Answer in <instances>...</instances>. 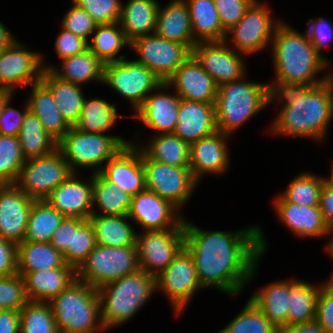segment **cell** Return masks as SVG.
Listing matches in <instances>:
<instances>
[{
  "mask_svg": "<svg viewBox=\"0 0 333 333\" xmlns=\"http://www.w3.org/2000/svg\"><path fill=\"white\" fill-rule=\"evenodd\" d=\"M315 321L327 332L333 333V290L321 284L317 296Z\"/></svg>",
  "mask_w": 333,
  "mask_h": 333,
  "instance_id": "cell-56",
  "label": "cell"
},
{
  "mask_svg": "<svg viewBox=\"0 0 333 333\" xmlns=\"http://www.w3.org/2000/svg\"><path fill=\"white\" fill-rule=\"evenodd\" d=\"M264 1L255 0L244 17L226 32L224 39L229 47L248 58L270 48L275 30L283 21V18L275 16L273 7L269 5L271 2Z\"/></svg>",
  "mask_w": 333,
  "mask_h": 333,
  "instance_id": "cell-8",
  "label": "cell"
},
{
  "mask_svg": "<svg viewBox=\"0 0 333 333\" xmlns=\"http://www.w3.org/2000/svg\"><path fill=\"white\" fill-rule=\"evenodd\" d=\"M179 105L180 97L166 82H162L146 97L142 106L128 117L134 118L137 126L151 130L152 136L174 133Z\"/></svg>",
  "mask_w": 333,
  "mask_h": 333,
  "instance_id": "cell-19",
  "label": "cell"
},
{
  "mask_svg": "<svg viewBox=\"0 0 333 333\" xmlns=\"http://www.w3.org/2000/svg\"><path fill=\"white\" fill-rule=\"evenodd\" d=\"M159 0L122 1L119 24L129 42L155 33Z\"/></svg>",
  "mask_w": 333,
  "mask_h": 333,
  "instance_id": "cell-32",
  "label": "cell"
},
{
  "mask_svg": "<svg viewBox=\"0 0 333 333\" xmlns=\"http://www.w3.org/2000/svg\"><path fill=\"white\" fill-rule=\"evenodd\" d=\"M17 37L13 35L11 30L8 29V26L4 24L3 20H0V51L9 47Z\"/></svg>",
  "mask_w": 333,
  "mask_h": 333,
  "instance_id": "cell-62",
  "label": "cell"
},
{
  "mask_svg": "<svg viewBox=\"0 0 333 333\" xmlns=\"http://www.w3.org/2000/svg\"><path fill=\"white\" fill-rule=\"evenodd\" d=\"M146 189L169 201L184 215V206L200 184L189 167H175L150 159L142 151Z\"/></svg>",
  "mask_w": 333,
  "mask_h": 333,
  "instance_id": "cell-12",
  "label": "cell"
},
{
  "mask_svg": "<svg viewBox=\"0 0 333 333\" xmlns=\"http://www.w3.org/2000/svg\"><path fill=\"white\" fill-rule=\"evenodd\" d=\"M46 54H42L43 69L50 70L55 76L61 80H65L82 87L89 83H103L104 66L97 56L89 49L80 54L64 58L58 62L59 65L46 61Z\"/></svg>",
  "mask_w": 333,
  "mask_h": 333,
  "instance_id": "cell-27",
  "label": "cell"
},
{
  "mask_svg": "<svg viewBox=\"0 0 333 333\" xmlns=\"http://www.w3.org/2000/svg\"><path fill=\"white\" fill-rule=\"evenodd\" d=\"M17 273V244L0 237V277Z\"/></svg>",
  "mask_w": 333,
  "mask_h": 333,
  "instance_id": "cell-58",
  "label": "cell"
},
{
  "mask_svg": "<svg viewBox=\"0 0 333 333\" xmlns=\"http://www.w3.org/2000/svg\"><path fill=\"white\" fill-rule=\"evenodd\" d=\"M225 32L234 27L255 0H214Z\"/></svg>",
  "mask_w": 333,
  "mask_h": 333,
  "instance_id": "cell-53",
  "label": "cell"
},
{
  "mask_svg": "<svg viewBox=\"0 0 333 333\" xmlns=\"http://www.w3.org/2000/svg\"><path fill=\"white\" fill-rule=\"evenodd\" d=\"M51 92L58 110L70 126L79 120L86 94L84 87L61 80L50 70H43L40 80Z\"/></svg>",
  "mask_w": 333,
  "mask_h": 333,
  "instance_id": "cell-35",
  "label": "cell"
},
{
  "mask_svg": "<svg viewBox=\"0 0 333 333\" xmlns=\"http://www.w3.org/2000/svg\"><path fill=\"white\" fill-rule=\"evenodd\" d=\"M139 128V130H138ZM141 127H137L134 137L140 140H131V143L137 145L150 159L159 161L175 167H189L190 144L183 141L174 133L159 134L146 138V143L140 134ZM139 132H138V131ZM142 142V143H141ZM139 143V144H138Z\"/></svg>",
  "mask_w": 333,
  "mask_h": 333,
  "instance_id": "cell-30",
  "label": "cell"
},
{
  "mask_svg": "<svg viewBox=\"0 0 333 333\" xmlns=\"http://www.w3.org/2000/svg\"><path fill=\"white\" fill-rule=\"evenodd\" d=\"M49 304L60 333H107L97 289L87 283L76 279Z\"/></svg>",
  "mask_w": 333,
  "mask_h": 333,
  "instance_id": "cell-6",
  "label": "cell"
},
{
  "mask_svg": "<svg viewBox=\"0 0 333 333\" xmlns=\"http://www.w3.org/2000/svg\"><path fill=\"white\" fill-rule=\"evenodd\" d=\"M28 302L24 278L18 273L0 277V310L20 311Z\"/></svg>",
  "mask_w": 333,
  "mask_h": 333,
  "instance_id": "cell-49",
  "label": "cell"
},
{
  "mask_svg": "<svg viewBox=\"0 0 333 333\" xmlns=\"http://www.w3.org/2000/svg\"><path fill=\"white\" fill-rule=\"evenodd\" d=\"M156 286L157 292L167 298L175 318L184 315L198 291H205L199 283L192 256L185 248L156 277Z\"/></svg>",
  "mask_w": 333,
  "mask_h": 333,
  "instance_id": "cell-11",
  "label": "cell"
},
{
  "mask_svg": "<svg viewBox=\"0 0 333 333\" xmlns=\"http://www.w3.org/2000/svg\"><path fill=\"white\" fill-rule=\"evenodd\" d=\"M272 209L283 227L299 240L324 239L327 247L331 231L326 225L320 206H304L286 201L279 193L272 198Z\"/></svg>",
  "mask_w": 333,
  "mask_h": 333,
  "instance_id": "cell-18",
  "label": "cell"
},
{
  "mask_svg": "<svg viewBox=\"0 0 333 333\" xmlns=\"http://www.w3.org/2000/svg\"><path fill=\"white\" fill-rule=\"evenodd\" d=\"M330 163H331V165H330L331 166V168H330V176L327 175V177H326V175H325L324 178H325V181L328 184L333 185V161L330 160Z\"/></svg>",
  "mask_w": 333,
  "mask_h": 333,
  "instance_id": "cell-65",
  "label": "cell"
},
{
  "mask_svg": "<svg viewBox=\"0 0 333 333\" xmlns=\"http://www.w3.org/2000/svg\"><path fill=\"white\" fill-rule=\"evenodd\" d=\"M296 276L271 281L253 291L249 299L262 311L270 322L278 329L287 327L289 310V287Z\"/></svg>",
  "mask_w": 333,
  "mask_h": 333,
  "instance_id": "cell-31",
  "label": "cell"
},
{
  "mask_svg": "<svg viewBox=\"0 0 333 333\" xmlns=\"http://www.w3.org/2000/svg\"><path fill=\"white\" fill-rule=\"evenodd\" d=\"M132 195L108 181L100 172L93 173L92 214L128 215Z\"/></svg>",
  "mask_w": 333,
  "mask_h": 333,
  "instance_id": "cell-37",
  "label": "cell"
},
{
  "mask_svg": "<svg viewBox=\"0 0 333 333\" xmlns=\"http://www.w3.org/2000/svg\"><path fill=\"white\" fill-rule=\"evenodd\" d=\"M192 55L217 86L248 74L245 62L248 56L235 51L224 41L198 42L193 46Z\"/></svg>",
  "mask_w": 333,
  "mask_h": 333,
  "instance_id": "cell-17",
  "label": "cell"
},
{
  "mask_svg": "<svg viewBox=\"0 0 333 333\" xmlns=\"http://www.w3.org/2000/svg\"><path fill=\"white\" fill-rule=\"evenodd\" d=\"M65 264L63 255L50 242L22 241L17 245V273L51 270Z\"/></svg>",
  "mask_w": 333,
  "mask_h": 333,
  "instance_id": "cell-38",
  "label": "cell"
},
{
  "mask_svg": "<svg viewBox=\"0 0 333 333\" xmlns=\"http://www.w3.org/2000/svg\"><path fill=\"white\" fill-rule=\"evenodd\" d=\"M298 30L285 20L277 26L270 45L271 67L275 74L272 78L316 86L327 79L333 65L313 46L306 30L305 34Z\"/></svg>",
  "mask_w": 333,
  "mask_h": 333,
  "instance_id": "cell-3",
  "label": "cell"
},
{
  "mask_svg": "<svg viewBox=\"0 0 333 333\" xmlns=\"http://www.w3.org/2000/svg\"><path fill=\"white\" fill-rule=\"evenodd\" d=\"M16 94L9 89H0V115L7 101Z\"/></svg>",
  "mask_w": 333,
  "mask_h": 333,
  "instance_id": "cell-63",
  "label": "cell"
},
{
  "mask_svg": "<svg viewBox=\"0 0 333 333\" xmlns=\"http://www.w3.org/2000/svg\"><path fill=\"white\" fill-rule=\"evenodd\" d=\"M34 201L15 184H0V237L17 245L24 241Z\"/></svg>",
  "mask_w": 333,
  "mask_h": 333,
  "instance_id": "cell-23",
  "label": "cell"
},
{
  "mask_svg": "<svg viewBox=\"0 0 333 333\" xmlns=\"http://www.w3.org/2000/svg\"><path fill=\"white\" fill-rule=\"evenodd\" d=\"M72 173L63 154L56 149L52 154L25 160L14 184L32 199L44 200Z\"/></svg>",
  "mask_w": 333,
  "mask_h": 333,
  "instance_id": "cell-14",
  "label": "cell"
},
{
  "mask_svg": "<svg viewBox=\"0 0 333 333\" xmlns=\"http://www.w3.org/2000/svg\"><path fill=\"white\" fill-rule=\"evenodd\" d=\"M323 282L312 283L297 278L289 287V310L287 326L314 321L316 303L320 286Z\"/></svg>",
  "mask_w": 333,
  "mask_h": 333,
  "instance_id": "cell-41",
  "label": "cell"
},
{
  "mask_svg": "<svg viewBox=\"0 0 333 333\" xmlns=\"http://www.w3.org/2000/svg\"><path fill=\"white\" fill-rule=\"evenodd\" d=\"M127 47L130 48V42L119 22L97 25L88 42V49L105 64L127 58L121 53Z\"/></svg>",
  "mask_w": 333,
  "mask_h": 333,
  "instance_id": "cell-40",
  "label": "cell"
},
{
  "mask_svg": "<svg viewBox=\"0 0 333 333\" xmlns=\"http://www.w3.org/2000/svg\"><path fill=\"white\" fill-rule=\"evenodd\" d=\"M269 80L267 106L276 104L278 114L275 113L265 131L278 138H304L315 144L324 143L333 122V97L328 82L311 86Z\"/></svg>",
  "mask_w": 333,
  "mask_h": 333,
  "instance_id": "cell-2",
  "label": "cell"
},
{
  "mask_svg": "<svg viewBox=\"0 0 333 333\" xmlns=\"http://www.w3.org/2000/svg\"><path fill=\"white\" fill-rule=\"evenodd\" d=\"M118 110L116 104L106 98L86 96L79 120L73 127L81 132L108 134L116 126V122L125 117Z\"/></svg>",
  "mask_w": 333,
  "mask_h": 333,
  "instance_id": "cell-36",
  "label": "cell"
},
{
  "mask_svg": "<svg viewBox=\"0 0 333 333\" xmlns=\"http://www.w3.org/2000/svg\"><path fill=\"white\" fill-rule=\"evenodd\" d=\"M19 313L20 333H60L49 302L28 301Z\"/></svg>",
  "mask_w": 333,
  "mask_h": 333,
  "instance_id": "cell-46",
  "label": "cell"
},
{
  "mask_svg": "<svg viewBox=\"0 0 333 333\" xmlns=\"http://www.w3.org/2000/svg\"><path fill=\"white\" fill-rule=\"evenodd\" d=\"M12 99H14V96L7 101L0 115L1 135L18 136L25 114L29 110L27 100H24V105L22 104L21 107L22 110H19L14 108V106L12 107Z\"/></svg>",
  "mask_w": 333,
  "mask_h": 333,
  "instance_id": "cell-55",
  "label": "cell"
},
{
  "mask_svg": "<svg viewBox=\"0 0 333 333\" xmlns=\"http://www.w3.org/2000/svg\"><path fill=\"white\" fill-rule=\"evenodd\" d=\"M18 138L25 160L52 154L57 149L58 141L30 110L25 114Z\"/></svg>",
  "mask_w": 333,
  "mask_h": 333,
  "instance_id": "cell-42",
  "label": "cell"
},
{
  "mask_svg": "<svg viewBox=\"0 0 333 333\" xmlns=\"http://www.w3.org/2000/svg\"><path fill=\"white\" fill-rule=\"evenodd\" d=\"M216 333H279V329L248 298L239 313Z\"/></svg>",
  "mask_w": 333,
  "mask_h": 333,
  "instance_id": "cell-45",
  "label": "cell"
},
{
  "mask_svg": "<svg viewBox=\"0 0 333 333\" xmlns=\"http://www.w3.org/2000/svg\"><path fill=\"white\" fill-rule=\"evenodd\" d=\"M59 28V33H57L53 43V50L56 53L55 57L59 58V61L80 54L88 49V42L85 39L65 30L61 26Z\"/></svg>",
  "mask_w": 333,
  "mask_h": 333,
  "instance_id": "cell-54",
  "label": "cell"
},
{
  "mask_svg": "<svg viewBox=\"0 0 333 333\" xmlns=\"http://www.w3.org/2000/svg\"><path fill=\"white\" fill-rule=\"evenodd\" d=\"M197 42L224 41L223 30L214 0H185Z\"/></svg>",
  "mask_w": 333,
  "mask_h": 333,
  "instance_id": "cell-39",
  "label": "cell"
},
{
  "mask_svg": "<svg viewBox=\"0 0 333 333\" xmlns=\"http://www.w3.org/2000/svg\"><path fill=\"white\" fill-rule=\"evenodd\" d=\"M23 278L28 301L50 302L76 280V269L65 263L60 268L28 272Z\"/></svg>",
  "mask_w": 333,
  "mask_h": 333,
  "instance_id": "cell-29",
  "label": "cell"
},
{
  "mask_svg": "<svg viewBox=\"0 0 333 333\" xmlns=\"http://www.w3.org/2000/svg\"><path fill=\"white\" fill-rule=\"evenodd\" d=\"M265 234L259 224L206 230L184 216V248L192 256L200 285L229 298H238L257 277L270 246Z\"/></svg>",
  "mask_w": 333,
  "mask_h": 333,
  "instance_id": "cell-1",
  "label": "cell"
},
{
  "mask_svg": "<svg viewBox=\"0 0 333 333\" xmlns=\"http://www.w3.org/2000/svg\"><path fill=\"white\" fill-rule=\"evenodd\" d=\"M319 206L326 225L333 232V185L326 181H324L321 189Z\"/></svg>",
  "mask_w": 333,
  "mask_h": 333,
  "instance_id": "cell-59",
  "label": "cell"
},
{
  "mask_svg": "<svg viewBox=\"0 0 333 333\" xmlns=\"http://www.w3.org/2000/svg\"><path fill=\"white\" fill-rule=\"evenodd\" d=\"M0 333H20L19 311L0 310Z\"/></svg>",
  "mask_w": 333,
  "mask_h": 333,
  "instance_id": "cell-60",
  "label": "cell"
},
{
  "mask_svg": "<svg viewBox=\"0 0 333 333\" xmlns=\"http://www.w3.org/2000/svg\"><path fill=\"white\" fill-rule=\"evenodd\" d=\"M323 251H325L326 255L329 257L328 259L333 260V232L331 233L327 247Z\"/></svg>",
  "mask_w": 333,
  "mask_h": 333,
  "instance_id": "cell-64",
  "label": "cell"
},
{
  "mask_svg": "<svg viewBox=\"0 0 333 333\" xmlns=\"http://www.w3.org/2000/svg\"><path fill=\"white\" fill-rule=\"evenodd\" d=\"M61 18L60 26L62 28L85 39L87 42L90 41L92 33L98 25L87 11L73 2Z\"/></svg>",
  "mask_w": 333,
  "mask_h": 333,
  "instance_id": "cell-51",
  "label": "cell"
},
{
  "mask_svg": "<svg viewBox=\"0 0 333 333\" xmlns=\"http://www.w3.org/2000/svg\"><path fill=\"white\" fill-rule=\"evenodd\" d=\"M247 76L249 75L221 84L217 89L215 100L217 131L230 137L268 107L267 81H252Z\"/></svg>",
  "mask_w": 333,
  "mask_h": 333,
  "instance_id": "cell-5",
  "label": "cell"
},
{
  "mask_svg": "<svg viewBox=\"0 0 333 333\" xmlns=\"http://www.w3.org/2000/svg\"><path fill=\"white\" fill-rule=\"evenodd\" d=\"M100 173L132 196L146 189L142 150L133 143L122 147L106 162Z\"/></svg>",
  "mask_w": 333,
  "mask_h": 333,
  "instance_id": "cell-24",
  "label": "cell"
},
{
  "mask_svg": "<svg viewBox=\"0 0 333 333\" xmlns=\"http://www.w3.org/2000/svg\"><path fill=\"white\" fill-rule=\"evenodd\" d=\"M89 174L84 177L83 173L73 172L44 200L65 217L88 220L92 215L93 187V174Z\"/></svg>",
  "mask_w": 333,
  "mask_h": 333,
  "instance_id": "cell-22",
  "label": "cell"
},
{
  "mask_svg": "<svg viewBox=\"0 0 333 333\" xmlns=\"http://www.w3.org/2000/svg\"><path fill=\"white\" fill-rule=\"evenodd\" d=\"M279 333H327L315 320L279 329Z\"/></svg>",
  "mask_w": 333,
  "mask_h": 333,
  "instance_id": "cell-61",
  "label": "cell"
},
{
  "mask_svg": "<svg viewBox=\"0 0 333 333\" xmlns=\"http://www.w3.org/2000/svg\"><path fill=\"white\" fill-rule=\"evenodd\" d=\"M131 139L121 135L81 132L71 128L58 141L57 149L63 154L73 172L98 173Z\"/></svg>",
  "mask_w": 333,
  "mask_h": 333,
  "instance_id": "cell-7",
  "label": "cell"
},
{
  "mask_svg": "<svg viewBox=\"0 0 333 333\" xmlns=\"http://www.w3.org/2000/svg\"><path fill=\"white\" fill-rule=\"evenodd\" d=\"M87 11L98 25L119 22L122 0H70Z\"/></svg>",
  "mask_w": 333,
  "mask_h": 333,
  "instance_id": "cell-50",
  "label": "cell"
},
{
  "mask_svg": "<svg viewBox=\"0 0 333 333\" xmlns=\"http://www.w3.org/2000/svg\"><path fill=\"white\" fill-rule=\"evenodd\" d=\"M333 262V260H332ZM332 274L329 276L328 275V278L327 279H324L323 280V283L328 287L330 288L331 290H333V271L331 272Z\"/></svg>",
  "mask_w": 333,
  "mask_h": 333,
  "instance_id": "cell-66",
  "label": "cell"
},
{
  "mask_svg": "<svg viewBox=\"0 0 333 333\" xmlns=\"http://www.w3.org/2000/svg\"><path fill=\"white\" fill-rule=\"evenodd\" d=\"M86 220L77 217H64L54 232L50 244L62 255L72 247L73 230H77Z\"/></svg>",
  "mask_w": 333,
  "mask_h": 333,
  "instance_id": "cell-57",
  "label": "cell"
},
{
  "mask_svg": "<svg viewBox=\"0 0 333 333\" xmlns=\"http://www.w3.org/2000/svg\"><path fill=\"white\" fill-rule=\"evenodd\" d=\"M139 269L157 277L185 247L184 220L166 230L137 231Z\"/></svg>",
  "mask_w": 333,
  "mask_h": 333,
  "instance_id": "cell-13",
  "label": "cell"
},
{
  "mask_svg": "<svg viewBox=\"0 0 333 333\" xmlns=\"http://www.w3.org/2000/svg\"><path fill=\"white\" fill-rule=\"evenodd\" d=\"M307 24L309 25L305 30L317 51L332 65V59L323 54V50L333 43V23L329 22V18L316 17L309 18Z\"/></svg>",
  "mask_w": 333,
  "mask_h": 333,
  "instance_id": "cell-52",
  "label": "cell"
},
{
  "mask_svg": "<svg viewBox=\"0 0 333 333\" xmlns=\"http://www.w3.org/2000/svg\"><path fill=\"white\" fill-rule=\"evenodd\" d=\"M95 241L107 247H126L136 244L137 230L128 215L112 216L92 214Z\"/></svg>",
  "mask_w": 333,
  "mask_h": 333,
  "instance_id": "cell-34",
  "label": "cell"
},
{
  "mask_svg": "<svg viewBox=\"0 0 333 333\" xmlns=\"http://www.w3.org/2000/svg\"><path fill=\"white\" fill-rule=\"evenodd\" d=\"M166 83L181 99L215 104L218 86L192 54Z\"/></svg>",
  "mask_w": 333,
  "mask_h": 333,
  "instance_id": "cell-25",
  "label": "cell"
},
{
  "mask_svg": "<svg viewBox=\"0 0 333 333\" xmlns=\"http://www.w3.org/2000/svg\"><path fill=\"white\" fill-rule=\"evenodd\" d=\"M100 320L106 332L132 320L157 293L156 277L138 270L99 289Z\"/></svg>",
  "mask_w": 333,
  "mask_h": 333,
  "instance_id": "cell-4",
  "label": "cell"
},
{
  "mask_svg": "<svg viewBox=\"0 0 333 333\" xmlns=\"http://www.w3.org/2000/svg\"><path fill=\"white\" fill-rule=\"evenodd\" d=\"M129 50L135 52L136 62L148 67L163 82L192 54L188 46L169 41L155 33L134 39L130 42Z\"/></svg>",
  "mask_w": 333,
  "mask_h": 333,
  "instance_id": "cell-16",
  "label": "cell"
},
{
  "mask_svg": "<svg viewBox=\"0 0 333 333\" xmlns=\"http://www.w3.org/2000/svg\"><path fill=\"white\" fill-rule=\"evenodd\" d=\"M324 175L302 171L294 175L283 192H278L286 201L304 206H319Z\"/></svg>",
  "mask_w": 333,
  "mask_h": 333,
  "instance_id": "cell-44",
  "label": "cell"
},
{
  "mask_svg": "<svg viewBox=\"0 0 333 333\" xmlns=\"http://www.w3.org/2000/svg\"><path fill=\"white\" fill-rule=\"evenodd\" d=\"M333 70L330 69L329 73L327 74V79L326 81L328 82L330 88H331V92H332V97H333Z\"/></svg>",
  "mask_w": 333,
  "mask_h": 333,
  "instance_id": "cell-67",
  "label": "cell"
},
{
  "mask_svg": "<svg viewBox=\"0 0 333 333\" xmlns=\"http://www.w3.org/2000/svg\"><path fill=\"white\" fill-rule=\"evenodd\" d=\"M174 134L189 144L217 131L215 104L180 98Z\"/></svg>",
  "mask_w": 333,
  "mask_h": 333,
  "instance_id": "cell-26",
  "label": "cell"
},
{
  "mask_svg": "<svg viewBox=\"0 0 333 333\" xmlns=\"http://www.w3.org/2000/svg\"><path fill=\"white\" fill-rule=\"evenodd\" d=\"M42 54L18 38L0 51V89H9L16 94L19 88L26 90L40 82L44 70Z\"/></svg>",
  "mask_w": 333,
  "mask_h": 333,
  "instance_id": "cell-15",
  "label": "cell"
},
{
  "mask_svg": "<svg viewBox=\"0 0 333 333\" xmlns=\"http://www.w3.org/2000/svg\"><path fill=\"white\" fill-rule=\"evenodd\" d=\"M29 87L27 99L29 110L37 116L45 130L57 141L71 128L58 110L50 90L40 81Z\"/></svg>",
  "mask_w": 333,
  "mask_h": 333,
  "instance_id": "cell-33",
  "label": "cell"
},
{
  "mask_svg": "<svg viewBox=\"0 0 333 333\" xmlns=\"http://www.w3.org/2000/svg\"><path fill=\"white\" fill-rule=\"evenodd\" d=\"M184 216L169 201L145 189L132 196L128 217L141 231L176 228Z\"/></svg>",
  "mask_w": 333,
  "mask_h": 333,
  "instance_id": "cell-21",
  "label": "cell"
},
{
  "mask_svg": "<svg viewBox=\"0 0 333 333\" xmlns=\"http://www.w3.org/2000/svg\"><path fill=\"white\" fill-rule=\"evenodd\" d=\"M24 163L18 136L0 134V184H14Z\"/></svg>",
  "mask_w": 333,
  "mask_h": 333,
  "instance_id": "cell-47",
  "label": "cell"
},
{
  "mask_svg": "<svg viewBox=\"0 0 333 333\" xmlns=\"http://www.w3.org/2000/svg\"><path fill=\"white\" fill-rule=\"evenodd\" d=\"M139 270L137 245L107 247L98 245L76 269V279L99 289Z\"/></svg>",
  "mask_w": 333,
  "mask_h": 333,
  "instance_id": "cell-9",
  "label": "cell"
},
{
  "mask_svg": "<svg viewBox=\"0 0 333 333\" xmlns=\"http://www.w3.org/2000/svg\"><path fill=\"white\" fill-rule=\"evenodd\" d=\"M95 246L94 229L86 220L77 230H73L72 247L63 255L65 263L77 269Z\"/></svg>",
  "mask_w": 333,
  "mask_h": 333,
  "instance_id": "cell-48",
  "label": "cell"
},
{
  "mask_svg": "<svg viewBox=\"0 0 333 333\" xmlns=\"http://www.w3.org/2000/svg\"><path fill=\"white\" fill-rule=\"evenodd\" d=\"M230 136L216 131L190 144L189 168L200 184L205 176H225L230 170Z\"/></svg>",
  "mask_w": 333,
  "mask_h": 333,
  "instance_id": "cell-20",
  "label": "cell"
},
{
  "mask_svg": "<svg viewBox=\"0 0 333 333\" xmlns=\"http://www.w3.org/2000/svg\"><path fill=\"white\" fill-rule=\"evenodd\" d=\"M155 34L193 49L198 42L193 36L191 18L185 0H169L163 6L160 3Z\"/></svg>",
  "mask_w": 333,
  "mask_h": 333,
  "instance_id": "cell-28",
  "label": "cell"
},
{
  "mask_svg": "<svg viewBox=\"0 0 333 333\" xmlns=\"http://www.w3.org/2000/svg\"><path fill=\"white\" fill-rule=\"evenodd\" d=\"M128 58L105 64L102 85L127 100L133 115L163 81L148 67Z\"/></svg>",
  "mask_w": 333,
  "mask_h": 333,
  "instance_id": "cell-10",
  "label": "cell"
},
{
  "mask_svg": "<svg viewBox=\"0 0 333 333\" xmlns=\"http://www.w3.org/2000/svg\"><path fill=\"white\" fill-rule=\"evenodd\" d=\"M64 217L45 200H35L27 222L24 241L50 242Z\"/></svg>",
  "mask_w": 333,
  "mask_h": 333,
  "instance_id": "cell-43",
  "label": "cell"
}]
</instances>
